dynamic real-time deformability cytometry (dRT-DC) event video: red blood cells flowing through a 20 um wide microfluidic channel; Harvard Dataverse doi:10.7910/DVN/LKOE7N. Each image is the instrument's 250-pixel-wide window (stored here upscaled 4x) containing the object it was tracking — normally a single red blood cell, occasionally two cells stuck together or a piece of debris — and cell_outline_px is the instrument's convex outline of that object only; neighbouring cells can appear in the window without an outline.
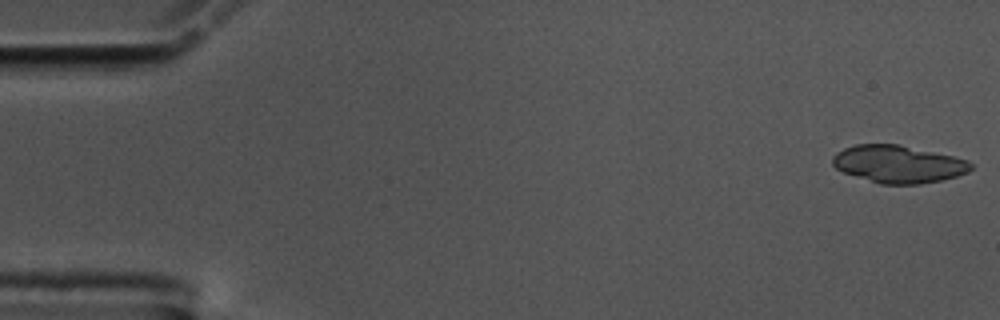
{"species": "common noctule bat (a hibernating species)", "species_latin": "Nyctalus noctula", "temperature_condition": "cold", "stored_images_in_passage": 12, "camera_frame_rate_fps": 3000, "um_per_image_px": 0.085, "animal": {"sex": "male", "body_mass_g": 17.5, "forearm_length_mm": 52.3}, "frame": {"image": 1, "passage_image": 1, "time_ms": 0.0, "image_size_px": [1000, 320], "cell_outline_px": [[972, 168], [968, 172], [956, 176], [940, 180], [920, 184], [880, 184], [844, 172], [836, 168], [832, 164], [832, 156], [836, 152], [844, 148], [856, 144], [900, 144], [952, 156], [968, 160], [972, 164]], "centroid_in_image_um": [76.34, 13.94], "position_along_channel_um": 8.7, "area_um2": 30.11}}